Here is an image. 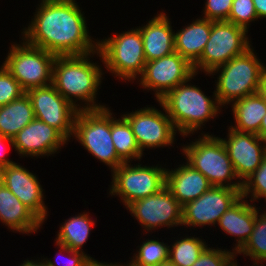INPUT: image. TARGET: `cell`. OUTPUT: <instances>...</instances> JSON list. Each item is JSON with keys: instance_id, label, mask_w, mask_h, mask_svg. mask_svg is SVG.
Masks as SVG:
<instances>
[{"instance_id": "6da1fadb", "label": "cell", "mask_w": 266, "mask_h": 266, "mask_svg": "<svg viewBox=\"0 0 266 266\" xmlns=\"http://www.w3.org/2000/svg\"><path fill=\"white\" fill-rule=\"evenodd\" d=\"M81 12L75 0H42L23 39L56 56L98 55V42L88 35Z\"/></svg>"}, {"instance_id": "7a4b0ae2", "label": "cell", "mask_w": 266, "mask_h": 266, "mask_svg": "<svg viewBox=\"0 0 266 266\" xmlns=\"http://www.w3.org/2000/svg\"><path fill=\"white\" fill-rule=\"evenodd\" d=\"M89 54L56 56L53 64L52 84L55 89L78 110H98L106 108L94 102L101 83V68L91 63ZM87 102L78 108L73 98ZM92 103V104H91ZM95 103V104H94Z\"/></svg>"}, {"instance_id": "3957f363", "label": "cell", "mask_w": 266, "mask_h": 266, "mask_svg": "<svg viewBox=\"0 0 266 266\" xmlns=\"http://www.w3.org/2000/svg\"><path fill=\"white\" fill-rule=\"evenodd\" d=\"M186 83L179 84L158 101L183 136L200 129L205 121L217 116L220 108L216 98L213 101L198 87Z\"/></svg>"}, {"instance_id": "277c9868", "label": "cell", "mask_w": 266, "mask_h": 266, "mask_svg": "<svg viewBox=\"0 0 266 266\" xmlns=\"http://www.w3.org/2000/svg\"><path fill=\"white\" fill-rule=\"evenodd\" d=\"M253 51L249 48L243 54L230 59L209 73L219 70L221 72L214 92V97L220 106L257 93L260 75L265 66Z\"/></svg>"}, {"instance_id": "5b68a950", "label": "cell", "mask_w": 266, "mask_h": 266, "mask_svg": "<svg viewBox=\"0 0 266 266\" xmlns=\"http://www.w3.org/2000/svg\"><path fill=\"white\" fill-rule=\"evenodd\" d=\"M187 163L201 172L213 186L242 189V182H232L237 176L227 150L219 137L205 134L202 138L183 147ZM230 181V184H224Z\"/></svg>"}, {"instance_id": "8992f818", "label": "cell", "mask_w": 266, "mask_h": 266, "mask_svg": "<svg viewBox=\"0 0 266 266\" xmlns=\"http://www.w3.org/2000/svg\"><path fill=\"white\" fill-rule=\"evenodd\" d=\"M73 135L93 156L112 168L124 163L117 155L111 136V112L108 108L78 110Z\"/></svg>"}, {"instance_id": "52a82bcc", "label": "cell", "mask_w": 266, "mask_h": 266, "mask_svg": "<svg viewBox=\"0 0 266 266\" xmlns=\"http://www.w3.org/2000/svg\"><path fill=\"white\" fill-rule=\"evenodd\" d=\"M98 53L106 69L125 80L136 79L146 64L139 28L98 41Z\"/></svg>"}, {"instance_id": "ba28073f", "label": "cell", "mask_w": 266, "mask_h": 266, "mask_svg": "<svg viewBox=\"0 0 266 266\" xmlns=\"http://www.w3.org/2000/svg\"><path fill=\"white\" fill-rule=\"evenodd\" d=\"M55 58L56 55L23 41L22 46L12 45L3 65L27 91L52 83Z\"/></svg>"}, {"instance_id": "9c48e42d", "label": "cell", "mask_w": 266, "mask_h": 266, "mask_svg": "<svg viewBox=\"0 0 266 266\" xmlns=\"http://www.w3.org/2000/svg\"><path fill=\"white\" fill-rule=\"evenodd\" d=\"M244 28L229 21H211V33L200 59L193 65L195 73L198 68L210 73L230 59L243 54L250 48Z\"/></svg>"}, {"instance_id": "30bf717a", "label": "cell", "mask_w": 266, "mask_h": 266, "mask_svg": "<svg viewBox=\"0 0 266 266\" xmlns=\"http://www.w3.org/2000/svg\"><path fill=\"white\" fill-rule=\"evenodd\" d=\"M111 195H119L127 207L130 203L159 192L166 185V169L158 166H130L122 163L113 170Z\"/></svg>"}, {"instance_id": "8fae6325", "label": "cell", "mask_w": 266, "mask_h": 266, "mask_svg": "<svg viewBox=\"0 0 266 266\" xmlns=\"http://www.w3.org/2000/svg\"><path fill=\"white\" fill-rule=\"evenodd\" d=\"M35 118L58 130L67 140L73 135L78 109L67 101L53 86L35 87L26 91Z\"/></svg>"}, {"instance_id": "7c38bea8", "label": "cell", "mask_w": 266, "mask_h": 266, "mask_svg": "<svg viewBox=\"0 0 266 266\" xmlns=\"http://www.w3.org/2000/svg\"><path fill=\"white\" fill-rule=\"evenodd\" d=\"M195 75L193 65L174 52L168 56L146 62L140 84L153 89L157 100H161L179 84L189 82Z\"/></svg>"}, {"instance_id": "4fadbf2b", "label": "cell", "mask_w": 266, "mask_h": 266, "mask_svg": "<svg viewBox=\"0 0 266 266\" xmlns=\"http://www.w3.org/2000/svg\"><path fill=\"white\" fill-rule=\"evenodd\" d=\"M241 190L212 186L200 197L182 206V225L200 227L218 224L220 217L241 197Z\"/></svg>"}, {"instance_id": "5bb4252c", "label": "cell", "mask_w": 266, "mask_h": 266, "mask_svg": "<svg viewBox=\"0 0 266 266\" xmlns=\"http://www.w3.org/2000/svg\"><path fill=\"white\" fill-rule=\"evenodd\" d=\"M127 209L147 231L182 224V206L166 186L151 196L130 203Z\"/></svg>"}, {"instance_id": "9a60e30c", "label": "cell", "mask_w": 266, "mask_h": 266, "mask_svg": "<svg viewBox=\"0 0 266 266\" xmlns=\"http://www.w3.org/2000/svg\"><path fill=\"white\" fill-rule=\"evenodd\" d=\"M130 124L138 147L144 149L171 145L176 130L168 116L155 108L145 107L130 114L123 115Z\"/></svg>"}, {"instance_id": "2e32d148", "label": "cell", "mask_w": 266, "mask_h": 266, "mask_svg": "<svg viewBox=\"0 0 266 266\" xmlns=\"http://www.w3.org/2000/svg\"><path fill=\"white\" fill-rule=\"evenodd\" d=\"M228 131V141L223 138L221 140L237 178L243 183L261 165L266 155V141L255 133L241 132L230 127Z\"/></svg>"}, {"instance_id": "e0dca14e", "label": "cell", "mask_w": 266, "mask_h": 266, "mask_svg": "<svg viewBox=\"0 0 266 266\" xmlns=\"http://www.w3.org/2000/svg\"><path fill=\"white\" fill-rule=\"evenodd\" d=\"M37 179L36 175L15 162L0 168V181L44 222L47 209L43 201V190Z\"/></svg>"}, {"instance_id": "ac0fdd59", "label": "cell", "mask_w": 266, "mask_h": 266, "mask_svg": "<svg viewBox=\"0 0 266 266\" xmlns=\"http://www.w3.org/2000/svg\"><path fill=\"white\" fill-rule=\"evenodd\" d=\"M13 145L21 155H52L68 140L55 128L35 118L13 138Z\"/></svg>"}, {"instance_id": "d6986e66", "label": "cell", "mask_w": 266, "mask_h": 266, "mask_svg": "<svg viewBox=\"0 0 266 266\" xmlns=\"http://www.w3.org/2000/svg\"><path fill=\"white\" fill-rule=\"evenodd\" d=\"M165 186L180 205L184 206L200 197L213 185L201 172L186 163V165H181L174 170H166Z\"/></svg>"}, {"instance_id": "ffe728a7", "label": "cell", "mask_w": 266, "mask_h": 266, "mask_svg": "<svg viewBox=\"0 0 266 266\" xmlns=\"http://www.w3.org/2000/svg\"><path fill=\"white\" fill-rule=\"evenodd\" d=\"M146 62L175 52L174 32L170 20L161 12L144 27H140Z\"/></svg>"}, {"instance_id": "44dd1931", "label": "cell", "mask_w": 266, "mask_h": 266, "mask_svg": "<svg viewBox=\"0 0 266 266\" xmlns=\"http://www.w3.org/2000/svg\"><path fill=\"white\" fill-rule=\"evenodd\" d=\"M0 221L13 231L33 233L43 223L0 181Z\"/></svg>"}, {"instance_id": "7402d4cb", "label": "cell", "mask_w": 266, "mask_h": 266, "mask_svg": "<svg viewBox=\"0 0 266 266\" xmlns=\"http://www.w3.org/2000/svg\"><path fill=\"white\" fill-rule=\"evenodd\" d=\"M244 197H240L230 208L220 217L218 225L230 235L237 236V246L234 252H238L248 241L254 229L257 209L255 205H250ZM246 201V202H245Z\"/></svg>"}, {"instance_id": "603a6c76", "label": "cell", "mask_w": 266, "mask_h": 266, "mask_svg": "<svg viewBox=\"0 0 266 266\" xmlns=\"http://www.w3.org/2000/svg\"><path fill=\"white\" fill-rule=\"evenodd\" d=\"M211 33V21L197 19L186 28L174 33L175 52L194 65L206 46Z\"/></svg>"}, {"instance_id": "cb8c5ba5", "label": "cell", "mask_w": 266, "mask_h": 266, "mask_svg": "<svg viewBox=\"0 0 266 266\" xmlns=\"http://www.w3.org/2000/svg\"><path fill=\"white\" fill-rule=\"evenodd\" d=\"M232 107L236 127L231 128L241 132L255 133L260 137V125L266 114V103L259 93L235 101Z\"/></svg>"}, {"instance_id": "d4e9b609", "label": "cell", "mask_w": 266, "mask_h": 266, "mask_svg": "<svg viewBox=\"0 0 266 266\" xmlns=\"http://www.w3.org/2000/svg\"><path fill=\"white\" fill-rule=\"evenodd\" d=\"M34 119L30 98L24 94L21 98L0 106V134L12 139Z\"/></svg>"}, {"instance_id": "484cf974", "label": "cell", "mask_w": 266, "mask_h": 266, "mask_svg": "<svg viewBox=\"0 0 266 266\" xmlns=\"http://www.w3.org/2000/svg\"><path fill=\"white\" fill-rule=\"evenodd\" d=\"M121 118L114 120L111 113V136L118 157L126 163L133 158L140 159L143 153L137 145L130 124L124 117Z\"/></svg>"}, {"instance_id": "4316f807", "label": "cell", "mask_w": 266, "mask_h": 266, "mask_svg": "<svg viewBox=\"0 0 266 266\" xmlns=\"http://www.w3.org/2000/svg\"><path fill=\"white\" fill-rule=\"evenodd\" d=\"M66 221L59 230L56 243L63 244L73 250L81 251L82 246L89 237L90 228L94 226V221L85 212L71 217Z\"/></svg>"}, {"instance_id": "83f0119b", "label": "cell", "mask_w": 266, "mask_h": 266, "mask_svg": "<svg viewBox=\"0 0 266 266\" xmlns=\"http://www.w3.org/2000/svg\"><path fill=\"white\" fill-rule=\"evenodd\" d=\"M207 248L205 242L199 238L185 237L169 248V261L178 266H192L202 252Z\"/></svg>"}, {"instance_id": "f1b7e54d", "label": "cell", "mask_w": 266, "mask_h": 266, "mask_svg": "<svg viewBox=\"0 0 266 266\" xmlns=\"http://www.w3.org/2000/svg\"><path fill=\"white\" fill-rule=\"evenodd\" d=\"M259 217V218H258ZM238 254L250 256L256 264L266 260V213L256 215L254 229L245 245L236 252Z\"/></svg>"}, {"instance_id": "f546056e", "label": "cell", "mask_w": 266, "mask_h": 266, "mask_svg": "<svg viewBox=\"0 0 266 266\" xmlns=\"http://www.w3.org/2000/svg\"><path fill=\"white\" fill-rule=\"evenodd\" d=\"M170 246L157 240H146L129 263L130 266H160L169 260Z\"/></svg>"}, {"instance_id": "4dcf8cb0", "label": "cell", "mask_w": 266, "mask_h": 266, "mask_svg": "<svg viewBox=\"0 0 266 266\" xmlns=\"http://www.w3.org/2000/svg\"><path fill=\"white\" fill-rule=\"evenodd\" d=\"M252 193L253 200L264 197L266 200V155L256 171L242 183L241 196L247 198Z\"/></svg>"}, {"instance_id": "1f68e13d", "label": "cell", "mask_w": 266, "mask_h": 266, "mask_svg": "<svg viewBox=\"0 0 266 266\" xmlns=\"http://www.w3.org/2000/svg\"><path fill=\"white\" fill-rule=\"evenodd\" d=\"M24 94H26V91L20 83L2 65L0 69V106L21 98Z\"/></svg>"}, {"instance_id": "d6a6232c", "label": "cell", "mask_w": 266, "mask_h": 266, "mask_svg": "<svg viewBox=\"0 0 266 266\" xmlns=\"http://www.w3.org/2000/svg\"><path fill=\"white\" fill-rule=\"evenodd\" d=\"M258 19L253 0H233L227 21L248 31V23Z\"/></svg>"}, {"instance_id": "836d02e7", "label": "cell", "mask_w": 266, "mask_h": 266, "mask_svg": "<svg viewBox=\"0 0 266 266\" xmlns=\"http://www.w3.org/2000/svg\"><path fill=\"white\" fill-rule=\"evenodd\" d=\"M236 253L206 248L192 266H231Z\"/></svg>"}, {"instance_id": "e575fe53", "label": "cell", "mask_w": 266, "mask_h": 266, "mask_svg": "<svg viewBox=\"0 0 266 266\" xmlns=\"http://www.w3.org/2000/svg\"><path fill=\"white\" fill-rule=\"evenodd\" d=\"M233 0H207L204 17L210 21H227Z\"/></svg>"}, {"instance_id": "d590c367", "label": "cell", "mask_w": 266, "mask_h": 266, "mask_svg": "<svg viewBox=\"0 0 266 266\" xmlns=\"http://www.w3.org/2000/svg\"><path fill=\"white\" fill-rule=\"evenodd\" d=\"M57 245L59 246L60 250H62L59 253L64 251L71 257L68 259V262L64 264V266H84L85 262L90 258V256L86 255L82 251L70 249L69 247L60 243H57Z\"/></svg>"}, {"instance_id": "8d00e7d4", "label": "cell", "mask_w": 266, "mask_h": 266, "mask_svg": "<svg viewBox=\"0 0 266 266\" xmlns=\"http://www.w3.org/2000/svg\"><path fill=\"white\" fill-rule=\"evenodd\" d=\"M10 143V145H13V140L11 138L8 137H4L0 134V168L9 164H12L14 162H12L9 159H6L5 156V150H2V147L4 148V143Z\"/></svg>"}, {"instance_id": "74e56055", "label": "cell", "mask_w": 266, "mask_h": 266, "mask_svg": "<svg viewBox=\"0 0 266 266\" xmlns=\"http://www.w3.org/2000/svg\"><path fill=\"white\" fill-rule=\"evenodd\" d=\"M257 92L259 93L263 101L266 103V66L263 68L261 72Z\"/></svg>"}, {"instance_id": "f35d334b", "label": "cell", "mask_w": 266, "mask_h": 266, "mask_svg": "<svg viewBox=\"0 0 266 266\" xmlns=\"http://www.w3.org/2000/svg\"><path fill=\"white\" fill-rule=\"evenodd\" d=\"M258 18H266V0H253Z\"/></svg>"}, {"instance_id": "ab89813d", "label": "cell", "mask_w": 266, "mask_h": 266, "mask_svg": "<svg viewBox=\"0 0 266 266\" xmlns=\"http://www.w3.org/2000/svg\"><path fill=\"white\" fill-rule=\"evenodd\" d=\"M44 260L45 259H43L42 262L24 260V263L21 264L20 266H56V264H54V262H52L51 260H48V259L45 261Z\"/></svg>"}, {"instance_id": "60d3db41", "label": "cell", "mask_w": 266, "mask_h": 266, "mask_svg": "<svg viewBox=\"0 0 266 266\" xmlns=\"http://www.w3.org/2000/svg\"><path fill=\"white\" fill-rule=\"evenodd\" d=\"M84 266H122V265H118V264H112V263H110V264H105V263H100V262H98L97 260H95L94 258L92 259V257H90L86 262H85V264H84Z\"/></svg>"}, {"instance_id": "b9f144b4", "label": "cell", "mask_w": 266, "mask_h": 266, "mask_svg": "<svg viewBox=\"0 0 266 266\" xmlns=\"http://www.w3.org/2000/svg\"><path fill=\"white\" fill-rule=\"evenodd\" d=\"M260 137L266 141V114L264 115V118L262 120V123L260 125Z\"/></svg>"}, {"instance_id": "7bdbcfd3", "label": "cell", "mask_w": 266, "mask_h": 266, "mask_svg": "<svg viewBox=\"0 0 266 266\" xmlns=\"http://www.w3.org/2000/svg\"><path fill=\"white\" fill-rule=\"evenodd\" d=\"M160 266H178L176 264L171 263L169 260L167 262H164L163 264H161Z\"/></svg>"}]
</instances>
